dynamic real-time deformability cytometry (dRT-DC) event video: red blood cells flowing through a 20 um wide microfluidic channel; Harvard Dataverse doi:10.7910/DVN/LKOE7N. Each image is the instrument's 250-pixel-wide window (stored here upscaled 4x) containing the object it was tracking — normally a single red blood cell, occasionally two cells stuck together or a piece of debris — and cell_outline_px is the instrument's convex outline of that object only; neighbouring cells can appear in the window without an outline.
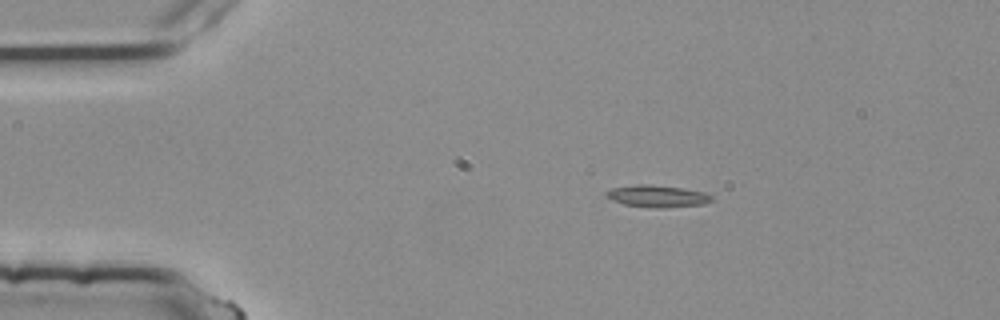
{"species": "common noctule bat (a hibernating species)", "species_latin": "Nyctalus noctula", "temperature_condition": "room temperature", "stored_images_in_passage": 3, "camera_frame_rate_fps": 3000, "um_per_image_px": 0.085, "animal": {"sex": "female", "body_mass_g": 25.1}, "frame": {"image": 1, "passage_image": 1, "time_ms": 0.0, "image_size_px": [1000, 320], "cell_outline_px": [[712, 200], [704, 204], [668, 208], [656, 208], [624, 204], [604, 196], [604, 192], [612, 188], [636, 184], [648, 184], [684, 188], [704, 192], [712, 196]], "centroid_in_image_um": [55.87, 16.67], "position_along_channel_um": 29.1, "area_um2": 13.58}}